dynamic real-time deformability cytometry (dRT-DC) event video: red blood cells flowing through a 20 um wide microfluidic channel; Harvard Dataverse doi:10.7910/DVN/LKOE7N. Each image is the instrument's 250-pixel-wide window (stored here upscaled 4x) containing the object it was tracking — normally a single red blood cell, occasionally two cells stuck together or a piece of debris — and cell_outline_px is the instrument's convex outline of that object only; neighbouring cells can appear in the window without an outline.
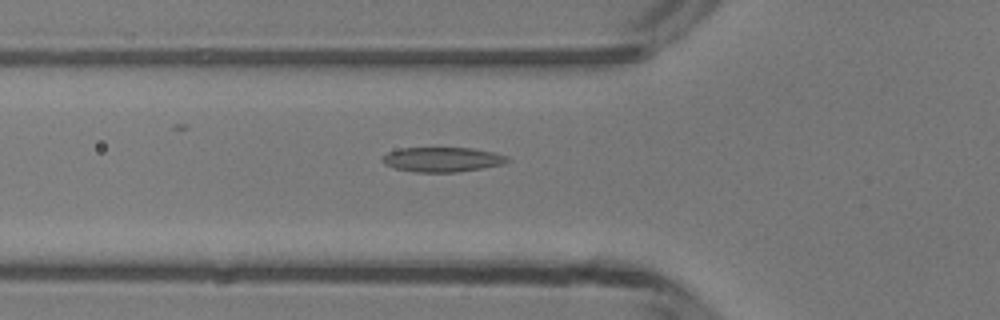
{"species": "common noctule bat (a hibernating species)", "species_latin": "Nyctalus noctula", "temperature_condition": "room temperature", "stored_images_in_passage": 28, "camera_frame_rate_fps": 3000, "um_per_image_px": 0.085, "animal": {"sex": "male", "body_mass_g": 13.3}, "frame": {"image": 1, "passage_image": 3, "time_ms": 0.667, "image_size_px": [1000, 320], "cell_outline_px": [[512, 160], [504, 164], [484, 168], [456, 172], [412, 172], [396, 168], [384, 164], [380, 160], [380, 156], [388, 152], [400, 148], [472, 148], [496, 152], [508, 156]], "centroid_in_image_um": [37.62, 13.55], "position_along_channel_um": 88.2, "area_um2": 18.32}}
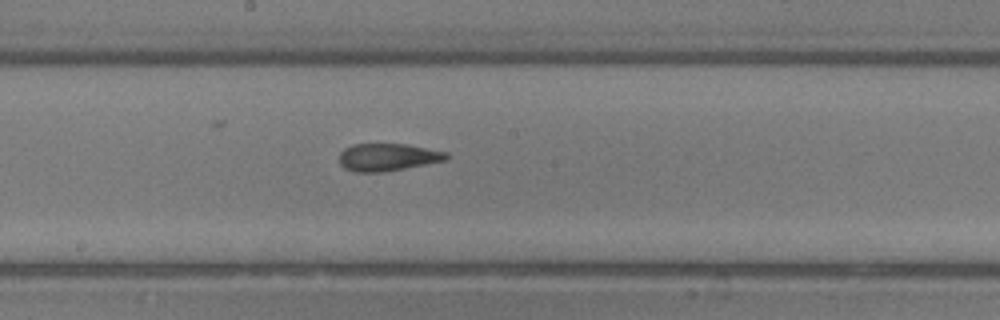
{"frame": {"image": 2, "passage_image": 12, "time_ms": 3.667, "image_size_px": [1000, 320], "cell_outline_px": [[448, 160], [384, 172], [356, 172], [344, 168], [340, 164], [340, 152], [344, 148], [352, 144], [408, 144], [448, 152]], "centroid_in_image_um": [32.97, 13.35], "position_along_channel_um": 215.2, "area_um2": 17.28}}
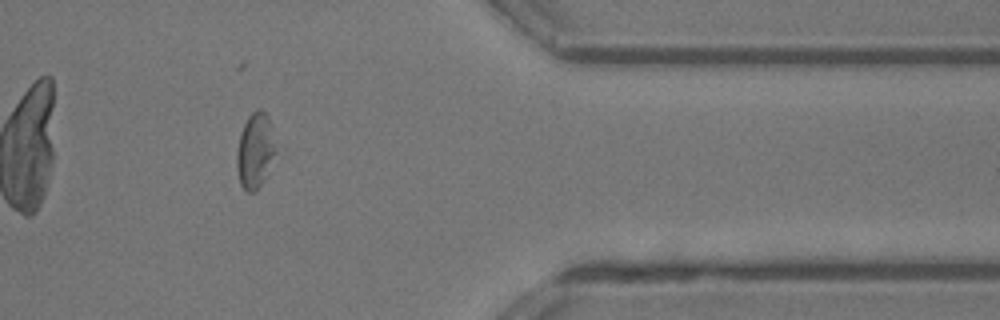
{"frame": {"image": 3, "passage_image": 26, "time_ms": 8.333, "image_size_px": [1000, 320], "cell_outline_px": [[284, 156], [260, 184], [252, 192], [248, 192], [240, 184], [236, 168], [236, 152], [240, 132], [248, 116], [256, 108], [260, 108], [268, 116], [284, 148]], "centroid_in_image_um": [21.87, 12.77], "position_along_channel_um": 389.5, "area_um2": 19.25}, "authors_computed_cell_mechanics": {"area_um2": 17.8024, "velocity_mm_per_s": 4.2018, "shape_relaxation_time_tau1_ms": null, "shape_relaxation_time_tau2_ms": 2.4319, "deformation_change_tau1": null, "deformation_change_tau2": 0.1098}}